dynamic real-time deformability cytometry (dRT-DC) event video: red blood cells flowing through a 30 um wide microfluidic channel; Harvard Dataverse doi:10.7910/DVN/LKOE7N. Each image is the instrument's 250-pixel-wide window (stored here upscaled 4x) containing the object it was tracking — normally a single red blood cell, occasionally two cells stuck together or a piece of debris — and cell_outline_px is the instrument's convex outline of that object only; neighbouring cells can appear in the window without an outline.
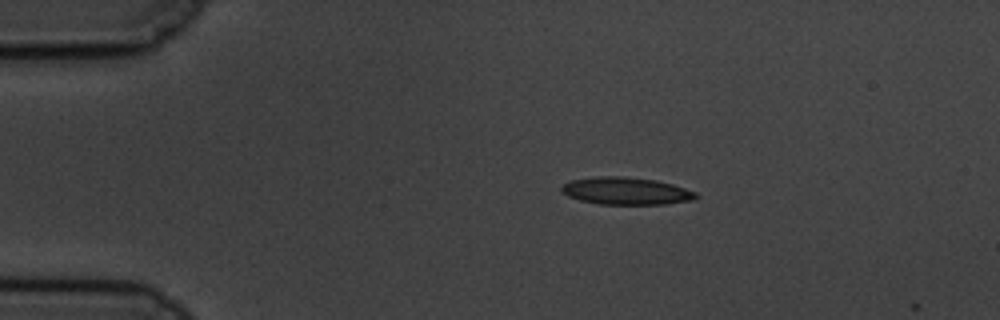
{"species": "common noctule bat (a hibernating species)", "species_latin": "Nyctalus noctula", "temperature_condition": "cold", "stored_images_in_passage": 2, "camera_frame_rate_fps": 3000, "um_per_image_px": 0.085, "animal": {"sex": "male", "body_mass_g": 19.5, "forearm_length_mm": 54.6}, "frame": {"image": 1, "passage_image": 1, "time_ms": 0.0, "image_size_px": [1000, 320], "cell_outline_px": [[700, 196], [692, 200], [664, 204], [600, 204], [580, 200], [568, 196], [560, 188], [564, 184], [572, 180], [600, 176], [624, 176], [656, 180], [672, 184], [696, 192]], "centroid_in_image_um": [53.24, 16.23], "position_along_channel_um": 31.8, "area_um2": 21.27}}